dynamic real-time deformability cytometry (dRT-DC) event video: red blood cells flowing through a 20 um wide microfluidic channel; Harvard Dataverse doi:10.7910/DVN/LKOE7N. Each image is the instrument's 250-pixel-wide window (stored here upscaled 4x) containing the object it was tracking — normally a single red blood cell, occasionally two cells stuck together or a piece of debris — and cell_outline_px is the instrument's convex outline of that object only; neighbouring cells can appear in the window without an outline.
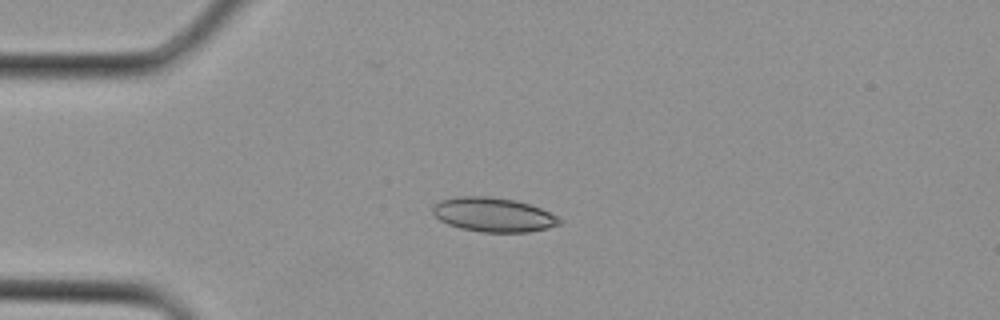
{"species": "Egyptian fruit bat (a non-hibernating species)", "species_latin": "Rousettus aegyptiacus", "temperature_condition": "cold", "stored_images_in_passage": 2, "camera_frame_rate_fps": 3000, "um_per_image_px": 0.085, "animal": {"sex": "female"}, "frame": {"image": 1, "passage_image": 2, "time_ms": 0.333, "image_size_px": [1000, 320], "cell_outline_px": [[564, 220], [560, 224], [548, 228], [528, 232], [480, 232], [460, 228], [448, 224], [440, 220], [432, 212], [432, 208], [440, 200], [456, 196], [488, 196], [516, 200], [540, 208]], "centroid_in_image_um": [41.93, 18.25], "position_along_channel_um": 43.1, "area_um2": 25.32}}